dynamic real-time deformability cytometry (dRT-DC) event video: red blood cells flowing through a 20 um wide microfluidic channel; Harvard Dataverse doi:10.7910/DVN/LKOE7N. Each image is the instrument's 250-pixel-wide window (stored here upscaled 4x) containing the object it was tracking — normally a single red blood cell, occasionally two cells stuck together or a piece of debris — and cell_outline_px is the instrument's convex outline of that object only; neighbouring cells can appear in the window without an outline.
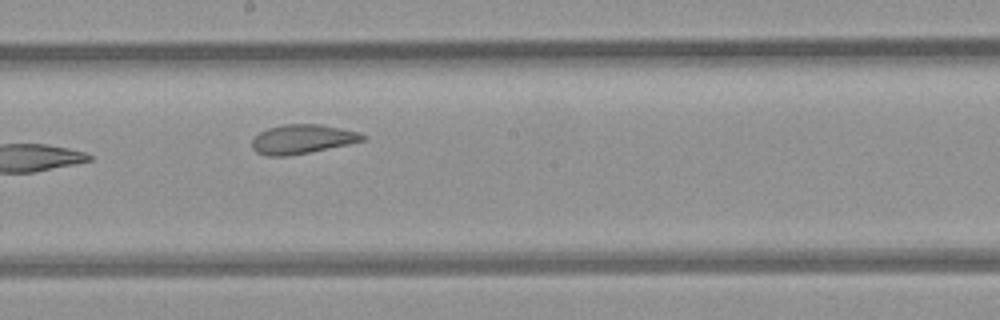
{"species": "common noctule bat (a hibernating species)", "species_latin": "Nyctalus noctula", "temperature_condition": "room temperature", "stored_images_in_passage": 9, "camera_frame_rate_fps": 3000, "um_per_image_px": 0.085, "animal": {"sex": "female", "body_mass_g": 21.9}, "frame": {"image": 1, "passage_image": 9, "time_ms": 2.667, "image_size_px": [1000, 320], "cell_outline_px": [[364, 140], [348, 144], [288, 156], [264, 156], [256, 152], [252, 148], [252, 140], [260, 132], [268, 128], [284, 124], [320, 124], [360, 132], [364, 136]], "centroid_in_image_um": [25.65, 11.83], "position_along_channel_um": 222.5, "area_um2": 18.67}}